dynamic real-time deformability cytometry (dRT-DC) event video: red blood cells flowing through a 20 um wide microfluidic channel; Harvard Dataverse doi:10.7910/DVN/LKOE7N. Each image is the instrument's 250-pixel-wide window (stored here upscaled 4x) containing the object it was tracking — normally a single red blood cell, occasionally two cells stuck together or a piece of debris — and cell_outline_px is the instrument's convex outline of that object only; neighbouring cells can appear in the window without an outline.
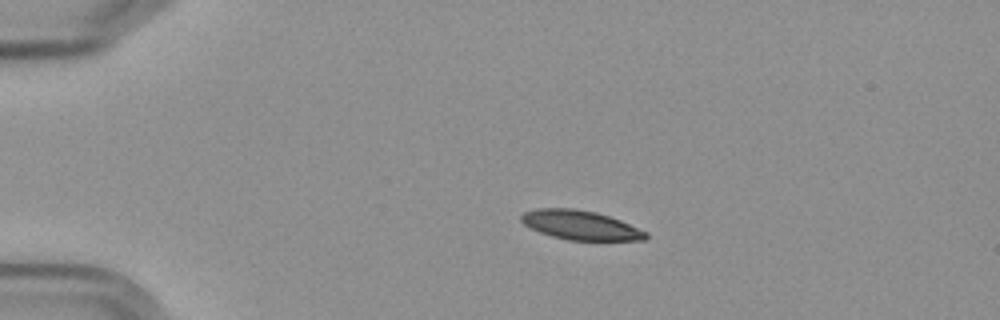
{"species": "Egyptian fruit bat (a non-hibernating species)", "species_latin": "Rousettus aegyptiacus", "temperature_condition": "cold", "stored_images_in_passage": 9, "camera_frame_rate_fps": 3000, "um_per_image_px": 0.085, "frame": {"image": 1, "passage_image": 3, "time_ms": 2.333, "image_size_px": [1000, 320], "cell_outline_px": [[648, 236], [644, 240], [568, 240], [552, 236], [540, 232], [524, 224], [520, 220], [520, 216], [524, 212], [536, 208], [572, 208], [596, 212], [620, 220], [648, 232]], "centroid_in_image_um": [49.33, 19.13], "position_along_channel_um": 35.7, "area_um2": 21.15}}
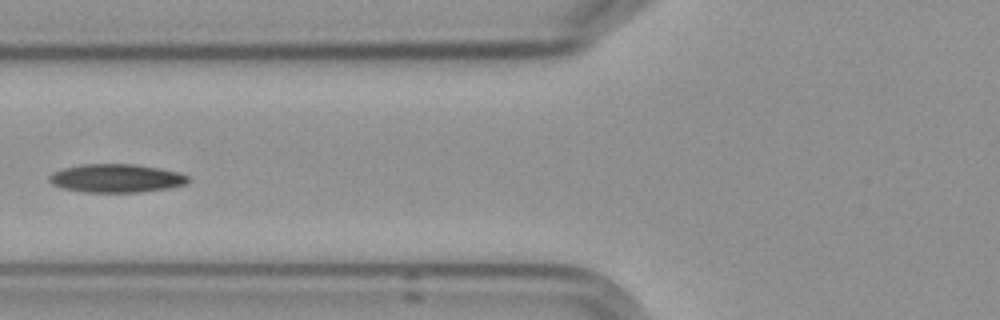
{"frame": {"image": 2, "passage_image": 6, "time_ms": 6.0, "image_size_px": [1000, 320], "cell_outline_px": [[188, 180], [184, 184], [172, 188], [140, 192], [84, 192], [60, 188], [52, 184], [48, 180], [48, 176], [52, 172], [64, 168], [84, 164], [136, 164], [160, 168], [180, 172], [188, 176]], "centroid_in_image_um": [9.87, 15.15], "position_along_channel_um": 115.9, "area_um2": 23.18}}